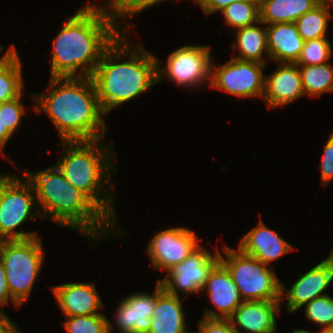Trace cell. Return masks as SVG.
<instances>
[{
  "mask_svg": "<svg viewBox=\"0 0 333 333\" xmlns=\"http://www.w3.org/2000/svg\"><path fill=\"white\" fill-rule=\"evenodd\" d=\"M104 2L102 8L85 4L67 18L53 39L50 77H91L105 49L123 30H131L132 24L117 23Z\"/></svg>",
  "mask_w": 333,
  "mask_h": 333,
  "instance_id": "cell-1",
  "label": "cell"
},
{
  "mask_svg": "<svg viewBox=\"0 0 333 333\" xmlns=\"http://www.w3.org/2000/svg\"><path fill=\"white\" fill-rule=\"evenodd\" d=\"M22 176L35 192L41 218L78 230L84 238L88 237L89 242L92 239L95 243L100 236L103 239L106 235H124L120 225H116L84 192L74 187L56 165L39 172L26 170Z\"/></svg>",
  "mask_w": 333,
  "mask_h": 333,
  "instance_id": "cell-2",
  "label": "cell"
},
{
  "mask_svg": "<svg viewBox=\"0 0 333 333\" xmlns=\"http://www.w3.org/2000/svg\"><path fill=\"white\" fill-rule=\"evenodd\" d=\"M47 93L33 94L36 113L43 111L61 141L105 138L107 132L94 82L91 77H50ZM36 105V106H35Z\"/></svg>",
  "mask_w": 333,
  "mask_h": 333,
  "instance_id": "cell-3",
  "label": "cell"
},
{
  "mask_svg": "<svg viewBox=\"0 0 333 333\" xmlns=\"http://www.w3.org/2000/svg\"><path fill=\"white\" fill-rule=\"evenodd\" d=\"M126 33L127 30H123L105 49L91 75L105 115L158 83L157 58L142 45L132 46ZM126 56L128 60L122 62Z\"/></svg>",
  "mask_w": 333,
  "mask_h": 333,
  "instance_id": "cell-4",
  "label": "cell"
},
{
  "mask_svg": "<svg viewBox=\"0 0 333 333\" xmlns=\"http://www.w3.org/2000/svg\"><path fill=\"white\" fill-rule=\"evenodd\" d=\"M102 140L61 141L63 154L56 166L74 187L84 192L117 225L113 206L115 187H110L112 174L117 172L113 164L116 158L112 143L108 147L99 143Z\"/></svg>",
  "mask_w": 333,
  "mask_h": 333,
  "instance_id": "cell-5",
  "label": "cell"
},
{
  "mask_svg": "<svg viewBox=\"0 0 333 333\" xmlns=\"http://www.w3.org/2000/svg\"><path fill=\"white\" fill-rule=\"evenodd\" d=\"M220 262L229 271L243 301H282L285 288L273 268L257 258L227 245L223 247Z\"/></svg>",
  "mask_w": 333,
  "mask_h": 333,
  "instance_id": "cell-6",
  "label": "cell"
},
{
  "mask_svg": "<svg viewBox=\"0 0 333 333\" xmlns=\"http://www.w3.org/2000/svg\"><path fill=\"white\" fill-rule=\"evenodd\" d=\"M0 259L11 298L21 306L28 300L44 262L42 239L0 241Z\"/></svg>",
  "mask_w": 333,
  "mask_h": 333,
  "instance_id": "cell-7",
  "label": "cell"
},
{
  "mask_svg": "<svg viewBox=\"0 0 333 333\" xmlns=\"http://www.w3.org/2000/svg\"><path fill=\"white\" fill-rule=\"evenodd\" d=\"M24 178L0 174V241L26 240L39 236L35 231H17L31 218H41L35 192Z\"/></svg>",
  "mask_w": 333,
  "mask_h": 333,
  "instance_id": "cell-8",
  "label": "cell"
},
{
  "mask_svg": "<svg viewBox=\"0 0 333 333\" xmlns=\"http://www.w3.org/2000/svg\"><path fill=\"white\" fill-rule=\"evenodd\" d=\"M210 48L209 45H183L168 55L164 69L160 68V61L157 59V82L167 77L184 88L200 87L207 81L210 85Z\"/></svg>",
  "mask_w": 333,
  "mask_h": 333,
  "instance_id": "cell-9",
  "label": "cell"
},
{
  "mask_svg": "<svg viewBox=\"0 0 333 333\" xmlns=\"http://www.w3.org/2000/svg\"><path fill=\"white\" fill-rule=\"evenodd\" d=\"M266 64L230 58L223 65L211 64L210 88L241 98L263 97Z\"/></svg>",
  "mask_w": 333,
  "mask_h": 333,
  "instance_id": "cell-10",
  "label": "cell"
},
{
  "mask_svg": "<svg viewBox=\"0 0 333 333\" xmlns=\"http://www.w3.org/2000/svg\"><path fill=\"white\" fill-rule=\"evenodd\" d=\"M215 251L212 253L200 245L183 262L171 268L163 279L158 278L157 281L171 295L179 296V291L186 295L202 293L210 271L220 261V251L218 248Z\"/></svg>",
  "mask_w": 333,
  "mask_h": 333,
  "instance_id": "cell-11",
  "label": "cell"
},
{
  "mask_svg": "<svg viewBox=\"0 0 333 333\" xmlns=\"http://www.w3.org/2000/svg\"><path fill=\"white\" fill-rule=\"evenodd\" d=\"M194 231L183 227H172L156 233L148 243L146 254L151 265L168 272L183 262L200 245Z\"/></svg>",
  "mask_w": 333,
  "mask_h": 333,
  "instance_id": "cell-12",
  "label": "cell"
},
{
  "mask_svg": "<svg viewBox=\"0 0 333 333\" xmlns=\"http://www.w3.org/2000/svg\"><path fill=\"white\" fill-rule=\"evenodd\" d=\"M163 290L157 281L154 293L136 292L124 297L114 314L119 333H148L156 298Z\"/></svg>",
  "mask_w": 333,
  "mask_h": 333,
  "instance_id": "cell-13",
  "label": "cell"
},
{
  "mask_svg": "<svg viewBox=\"0 0 333 333\" xmlns=\"http://www.w3.org/2000/svg\"><path fill=\"white\" fill-rule=\"evenodd\" d=\"M332 282L333 260L327 257L306 273L300 274L290 289L288 288L287 294H285L287 312L289 314L295 313L313 299L327 295L328 293H324V291Z\"/></svg>",
  "mask_w": 333,
  "mask_h": 333,
  "instance_id": "cell-14",
  "label": "cell"
},
{
  "mask_svg": "<svg viewBox=\"0 0 333 333\" xmlns=\"http://www.w3.org/2000/svg\"><path fill=\"white\" fill-rule=\"evenodd\" d=\"M204 291L208 292L209 299L218 310L216 312V310L205 308L203 316L205 318L228 319L243 302L237 285L220 261L210 271L202 289L203 294Z\"/></svg>",
  "mask_w": 333,
  "mask_h": 333,
  "instance_id": "cell-15",
  "label": "cell"
},
{
  "mask_svg": "<svg viewBox=\"0 0 333 333\" xmlns=\"http://www.w3.org/2000/svg\"><path fill=\"white\" fill-rule=\"evenodd\" d=\"M281 301H243L228 318L236 333H275Z\"/></svg>",
  "mask_w": 333,
  "mask_h": 333,
  "instance_id": "cell-16",
  "label": "cell"
},
{
  "mask_svg": "<svg viewBox=\"0 0 333 333\" xmlns=\"http://www.w3.org/2000/svg\"><path fill=\"white\" fill-rule=\"evenodd\" d=\"M305 96L298 65L280 63L275 71L265 76L262 99L270 108L288 106Z\"/></svg>",
  "mask_w": 333,
  "mask_h": 333,
  "instance_id": "cell-17",
  "label": "cell"
},
{
  "mask_svg": "<svg viewBox=\"0 0 333 333\" xmlns=\"http://www.w3.org/2000/svg\"><path fill=\"white\" fill-rule=\"evenodd\" d=\"M238 248L242 253L255 257L265 265L295 250L278 233L260 221L239 241Z\"/></svg>",
  "mask_w": 333,
  "mask_h": 333,
  "instance_id": "cell-18",
  "label": "cell"
},
{
  "mask_svg": "<svg viewBox=\"0 0 333 333\" xmlns=\"http://www.w3.org/2000/svg\"><path fill=\"white\" fill-rule=\"evenodd\" d=\"M51 289L56 303L66 317L104 314L98 312L104 305L93 283H66Z\"/></svg>",
  "mask_w": 333,
  "mask_h": 333,
  "instance_id": "cell-19",
  "label": "cell"
},
{
  "mask_svg": "<svg viewBox=\"0 0 333 333\" xmlns=\"http://www.w3.org/2000/svg\"><path fill=\"white\" fill-rule=\"evenodd\" d=\"M269 59L276 63H296L304 40L295 22L266 25Z\"/></svg>",
  "mask_w": 333,
  "mask_h": 333,
  "instance_id": "cell-20",
  "label": "cell"
},
{
  "mask_svg": "<svg viewBox=\"0 0 333 333\" xmlns=\"http://www.w3.org/2000/svg\"><path fill=\"white\" fill-rule=\"evenodd\" d=\"M181 297L163 290L156 298L148 333H186Z\"/></svg>",
  "mask_w": 333,
  "mask_h": 333,
  "instance_id": "cell-21",
  "label": "cell"
},
{
  "mask_svg": "<svg viewBox=\"0 0 333 333\" xmlns=\"http://www.w3.org/2000/svg\"><path fill=\"white\" fill-rule=\"evenodd\" d=\"M260 26L250 25L242 28H238L234 35L237 40H233L230 44L233 49L239 51V55L233 58L242 61H254L261 64H266V60H263V54L269 58L267 47V29L263 22H258ZM264 27V28H263Z\"/></svg>",
  "mask_w": 333,
  "mask_h": 333,
  "instance_id": "cell-22",
  "label": "cell"
},
{
  "mask_svg": "<svg viewBox=\"0 0 333 333\" xmlns=\"http://www.w3.org/2000/svg\"><path fill=\"white\" fill-rule=\"evenodd\" d=\"M316 6L315 0H259L260 21L265 25L295 22Z\"/></svg>",
  "mask_w": 333,
  "mask_h": 333,
  "instance_id": "cell-23",
  "label": "cell"
},
{
  "mask_svg": "<svg viewBox=\"0 0 333 333\" xmlns=\"http://www.w3.org/2000/svg\"><path fill=\"white\" fill-rule=\"evenodd\" d=\"M22 63L15 45L0 58V103L24 94Z\"/></svg>",
  "mask_w": 333,
  "mask_h": 333,
  "instance_id": "cell-24",
  "label": "cell"
},
{
  "mask_svg": "<svg viewBox=\"0 0 333 333\" xmlns=\"http://www.w3.org/2000/svg\"><path fill=\"white\" fill-rule=\"evenodd\" d=\"M305 95L319 97L322 93H333V65H298Z\"/></svg>",
  "mask_w": 333,
  "mask_h": 333,
  "instance_id": "cell-25",
  "label": "cell"
},
{
  "mask_svg": "<svg viewBox=\"0 0 333 333\" xmlns=\"http://www.w3.org/2000/svg\"><path fill=\"white\" fill-rule=\"evenodd\" d=\"M330 10L329 7L317 5L295 21L304 41L327 37L328 20L333 19Z\"/></svg>",
  "mask_w": 333,
  "mask_h": 333,
  "instance_id": "cell-26",
  "label": "cell"
},
{
  "mask_svg": "<svg viewBox=\"0 0 333 333\" xmlns=\"http://www.w3.org/2000/svg\"><path fill=\"white\" fill-rule=\"evenodd\" d=\"M221 13L225 25L236 29L250 26L260 21L259 2H235L224 8Z\"/></svg>",
  "mask_w": 333,
  "mask_h": 333,
  "instance_id": "cell-27",
  "label": "cell"
},
{
  "mask_svg": "<svg viewBox=\"0 0 333 333\" xmlns=\"http://www.w3.org/2000/svg\"><path fill=\"white\" fill-rule=\"evenodd\" d=\"M62 322L68 333H111L113 324L105 314L70 316Z\"/></svg>",
  "mask_w": 333,
  "mask_h": 333,
  "instance_id": "cell-28",
  "label": "cell"
},
{
  "mask_svg": "<svg viewBox=\"0 0 333 333\" xmlns=\"http://www.w3.org/2000/svg\"><path fill=\"white\" fill-rule=\"evenodd\" d=\"M304 306L307 320L322 326V330L333 329V297L329 294L317 297Z\"/></svg>",
  "mask_w": 333,
  "mask_h": 333,
  "instance_id": "cell-29",
  "label": "cell"
},
{
  "mask_svg": "<svg viewBox=\"0 0 333 333\" xmlns=\"http://www.w3.org/2000/svg\"><path fill=\"white\" fill-rule=\"evenodd\" d=\"M332 46L327 37L304 42L302 52L296 65H321L329 62Z\"/></svg>",
  "mask_w": 333,
  "mask_h": 333,
  "instance_id": "cell-30",
  "label": "cell"
},
{
  "mask_svg": "<svg viewBox=\"0 0 333 333\" xmlns=\"http://www.w3.org/2000/svg\"><path fill=\"white\" fill-rule=\"evenodd\" d=\"M163 1L168 0H107V3L117 23L122 27L118 18L122 19V21L128 20L129 17H132L136 13L139 14L143 10Z\"/></svg>",
  "mask_w": 333,
  "mask_h": 333,
  "instance_id": "cell-31",
  "label": "cell"
},
{
  "mask_svg": "<svg viewBox=\"0 0 333 333\" xmlns=\"http://www.w3.org/2000/svg\"><path fill=\"white\" fill-rule=\"evenodd\" d=\"M21 98L22 95L0 103V121L11 135H13L20 126L21 118L26 112Z\"/></svg>",
  "mask_w": 333,
  "mask_h": 333,
  "instance_id": "cell-32",
  "label": "cell"
},
{
  "mask_svg": "<svg viewBox=\"0 0 333 333\" xmlns=\"http://www.w3.org/2000/svg\"><path fill=\"white\" fill-rule=\"evenodd\" d=\"M320 167L321 184L325 187L330 183L331 180H333V132L331 133L325 144Z\"/></svg>",
  "mask_w": 333,
  "mask_h": 333,
  "instance_id": "cell-33",
  "label": "cell"
},
{
  "mask_svg": "<svg viewBox=\"0 0 333 333\" xmlns=\"http://www.w3.org/2000/svg\"><path fill=\"white\" fill-rule=\"evenodd\" d=\"M200 333H236L229 319L205 318L198 323Z\"/></svg>",
  "mask_w": 333,
  "mask_h": 333,
  "instance_id": "cell-34",
  "label": "cell"
},
{
  "mask_svg": "<svg viewBox=\"0 0 333 333\" xmlns=\"http://www.w3.org/2000/svg\"><path fill=\"white\" fill-rule=\"evenodd\" d=\"M196 4L199 5V8L202 9L204 14L212 15L216 12H221L231 3L235 2H259V0H194Z\"/></svg>",
  "mask_w": 333,
  "mask_h": 333,
  "instance_id": "cell-35",
  "label": "cell"
},
{
  "mask_svg": "<svg viewBox=\"0 0 333 333\" xmlns=\"http://www.w3.org/2000/svg\"><path fill=\"white\" fill-rule=\"evenodd\" d=\"M9 299L16 308H20V306L11 298V296L9 294V289L7 286V280H6V275H5V269H4L1 259H0V306L2 307L5 305H8ZM1 307H0V310L4 311V309H2Z\"/></svg>",
  "mask_w": 333,
  "mask_h": 333,
  "instance_id": "cell-36",
  "label": "cell"
},
{
  "mask_svg": "<svg viewBox=\"0 0 333 333\" xmlns=\"http://www.w3.org/2000/svg\"><path fill=\"white\" fill-rule=\"evenodd\" d=\"M20 327L12 321L5 311L0 310V333H22Z\"/></svg>",
  "mask_w": 333,
  "mask_h": 333,
  "instance_id": "cell-37",
  "label": "cell"
},
{
  "mask_svg": "<svg viewBox=\"0 0 333 333\" xmlns=\"http://www.w3.org/2000/svg\"><path fill=\"white\" fill-rule=\"evenodd\" d=\"M11 137L12 135L7 131L5 126H3L2 122L0 121V154L2 155V157L5 156V152H3L4 146Z\"/></svg>",
  "mask_w": 333,
  "mask_h": 333,
  "instance_id": "cell-38",
  "label": "cell"
},
{
  "mask_svg": "<svg viewBox=\"0 0 333 333\" xmlns=\"http://www.w3.org/2000/svg\"><path fill=\"white\" fill-rule=\"evenodd\" d=\"M315 3L318 6H326L331 8L333 5V0H315Z\"/></svg>",
  "mask_w": 333,
  "mask_h": 333,
  "instance_id": "cell-39",
  "label": "cell"
},
{
  "mask_svg": "<svg viewBox=\"0 0 333 333\" xmlns=\"http://www.w3.org/2000/svg\"><path fill=\"white\" fill-rule=\"evenodd\" d=\"M292 333H313V332H311V331H307V330H304V329H295V330H293V332Z\"/></svg>",
  "mask_w": 333,
  "mask_h": 333,
  "instance_id": "cell-40",
  "label": "cell"
},
{
  "mask_svg": "<svg viewBox=\"0 0 333 333\" xmlns=\"http://www.w3.org/2000/svg\"><path fill=\"white\" fill-rule=\"evenodd\" d=\"M320 332L318 333H333V329H328V330H319Z\"/></svg>",
  "mask_w": 333,
  "mask_h": 333,
  "instance_id": "cell-41",
  "label": "cell"
},
{
  "mask_svg": "<svg viewBox=\"0 0 333 333\" xmlns=\"http://www.w3.org/2000/svg\"><path fill=\"white\" fill-rule=\"evenodd\" d=\"M329 254H330V256H329V257H330V258L333 260V248H331V251H330V253H329Z\"/></svg>",
  "mask_w": 333,
  "mask_h": 333,
  "instance_id": "cell-42",
  "label": "cell"
},
{
  "mask_svg": "<svg viewBox=\"0 0 333 333\" xmlns=\"http://www.w3.org/2000/svg\"><path fill=\"white\" fill-rule=\"evenodd\" d=\"M2 50H3V46L0 45V53L2 52Z\"/></svg>",
  "mask_w": 333,
  "mask_h": 333,
  "instance_id": "cell-43",
  "label": "cell"
},
{
  "mask_svg": "<svg viewBox=\"0 0 333 333\" xmlns=\"http://www.w3.org/2000/svg\"><path fill=\"white\" fill-rule=\"evenodd\" d=\"M186 333H195V332H189V331H187ZM196 333H200V332L198 331V332H196Z\"/></svg>",
  "mask_w": 333,
  "mask_h": 333,
  "instance_id": "cell-44",
  "label": "cell"
}]
</instances>
